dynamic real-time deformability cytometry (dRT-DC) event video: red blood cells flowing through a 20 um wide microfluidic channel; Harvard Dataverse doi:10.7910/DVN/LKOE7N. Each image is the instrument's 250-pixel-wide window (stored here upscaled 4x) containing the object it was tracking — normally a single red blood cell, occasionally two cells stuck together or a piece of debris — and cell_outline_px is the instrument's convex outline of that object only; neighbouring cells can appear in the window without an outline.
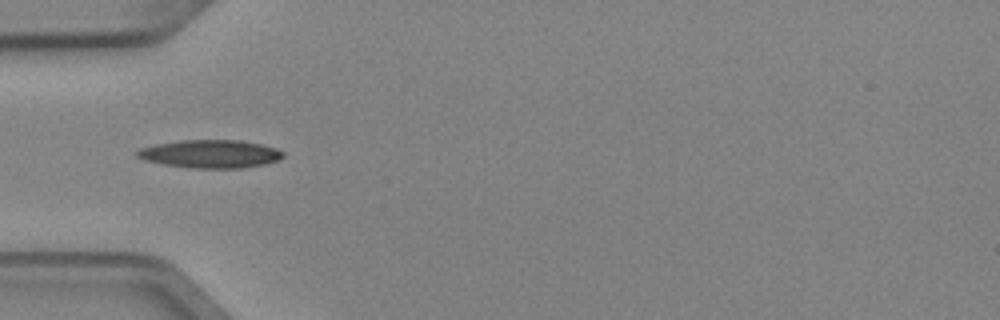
{"species": "Egyptian fruit bat (a non-hibernating species)", "species_latin": "Rousettus aegyptiacus", "temperature_condition": "cold", "stored_images_in_passage": 3, "camera_frame_rate_fps": 3000, "um_per_image_px": 0.085, "animal": {"sex": "female"}, "frame": {"image": 1, "passage_image": 3, "time_ms": 0.667, "image_size_px": [1000, 320], "cell_outline_px": [[284, 156], [280, 160], [264, 164], [240, 168], [192, 168], [160, 164], [144, 160], [136, 156], [136, 152], [140, 148], [156, 144], [180, 140], [240, 140], [260, 144], [276, 148], [284, 152]], "centroid_in_image_um": [17.87, 13.08], "position_along_channel_um": 67.1, "area_um2": 23.99}}